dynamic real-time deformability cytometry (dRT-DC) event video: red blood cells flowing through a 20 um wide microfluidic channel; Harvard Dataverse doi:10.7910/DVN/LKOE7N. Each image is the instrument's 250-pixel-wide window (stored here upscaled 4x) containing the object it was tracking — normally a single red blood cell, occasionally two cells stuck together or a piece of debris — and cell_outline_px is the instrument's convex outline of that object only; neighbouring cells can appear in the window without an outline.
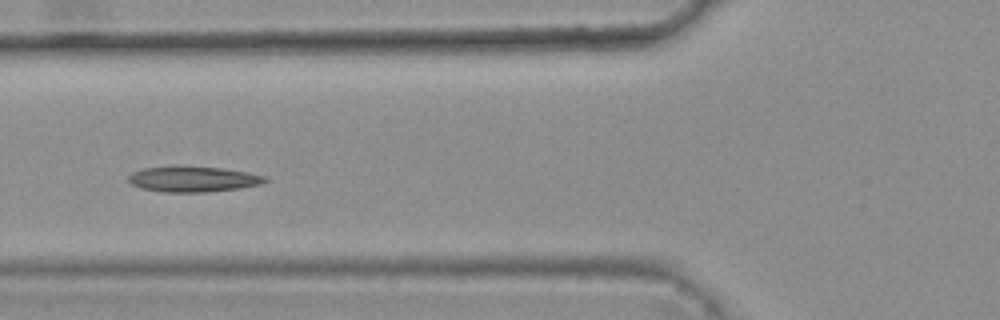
{"species": "common noctule bat (a hibernating species)", "species_latin": "Nyctalus noctula", "temperature_condition": "warm", "stored_images_in_passage": 6, "camera_frame_rate_fps": 3000, "um_per_image_px": 0.085, "animal": {"sex": "female", "body_mass_g": 25.1}, "frame": {"image": 1, "passage_image": 4, "time_ms": 1.0, "image_size_px": [1000, 320], "cell_outline_px": [[268, 180], [260, 184], [240, 188], [208, 192], [164, 192], [140, 188], [132, 184], [128, 180], [128, 176], [132, 172], [144, 168], [220, 168], [248, 172], [264, 176]], "centroid_in_image_um": [16.42, 15.26], "position_along_channel_um": 109.4, "area_um2": 19.65}}
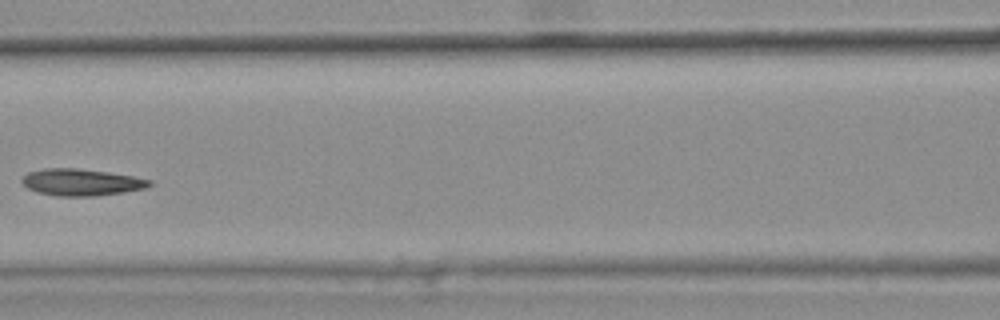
{"frame": {"image": 2, "passage_image": 5, "time_ms": 1.333, "image_size_px": [1000, 320], "cell_outline_px": [[152, 184], [144, 188], [124, 192], [96, 196], [56, 196], [36, 192], [28, 188], [20, 180], [28, 172], [48, 168], [76, 168], [108, 172], [132, 176], [152, 180]], "centroid_in_image_um": [6.9, 15.49], "position_along_channel_um": 159.7, "area_um2": 19.83}}